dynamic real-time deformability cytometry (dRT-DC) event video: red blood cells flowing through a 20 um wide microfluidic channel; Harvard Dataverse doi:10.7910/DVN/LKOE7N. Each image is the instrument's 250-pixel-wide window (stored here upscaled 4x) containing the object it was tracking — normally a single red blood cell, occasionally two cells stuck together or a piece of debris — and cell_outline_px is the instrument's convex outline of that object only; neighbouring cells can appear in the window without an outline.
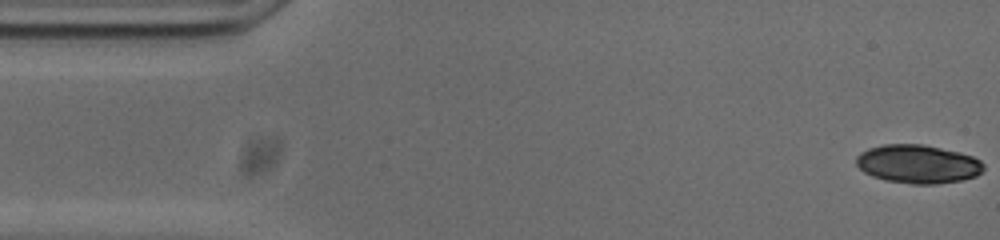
{"species": "common noctule bat (a hibernating species)", "species_latin": "Nyctalus noctula", "temperature_condition": "cold", "stored_images_in_passage": 53, "camera_frame_rate_fps": 3000, "um_per_image_px": 0.085, "animal": {"sex": "male", "body_mass_g": 20.0, "forearm_length_mm": 53.3}, "frame": {"image": 1, "passage_image": 1, "time_ms": 0.0, "image_size_px": [1000, 240], "cell_outline_px": [[984, 168], [976, 176], [960, 180], [936, 184], [912, 184], [884, 180], [872, 176], [864, 172], [856, 164], [856, 156], [860, 152], [868, 148], [884, 144], [924, 144], [960, 152], [972, 156], [980, 160], [984, 164]], "centroid_in_image_um": [78.0, 13.93], "position_along_channel_um": 7.0, "area_um2": 28.73}, "authors_computed_cell_mechanics": {"area_um2": 28.7266, "velocity_mm_per_s": 3.7361, "shape_relaxation_time_tau1_ms": 1.0377, "shape_relaxation_time_tau2_ms": 4.0354, "deformation_change_tau1": 0.2892, "deformation_change_tau2": 0.0672}}